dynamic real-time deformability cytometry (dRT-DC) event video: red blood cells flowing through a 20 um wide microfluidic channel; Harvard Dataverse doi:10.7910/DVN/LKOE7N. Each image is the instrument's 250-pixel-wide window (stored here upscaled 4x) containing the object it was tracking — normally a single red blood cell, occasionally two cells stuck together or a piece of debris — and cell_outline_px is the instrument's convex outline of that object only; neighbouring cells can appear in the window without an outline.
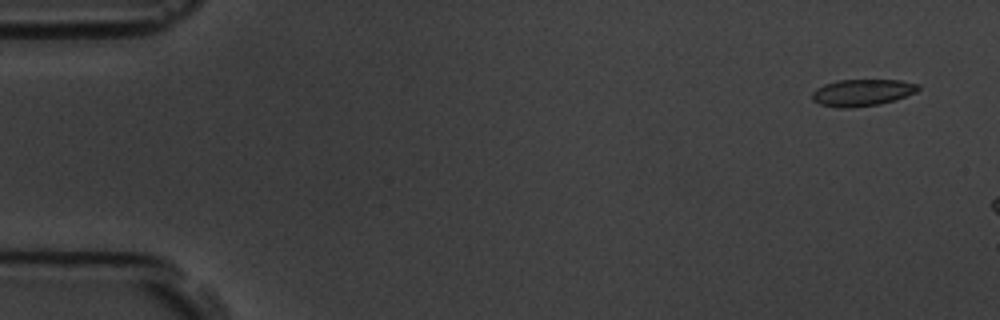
{"species": "common noctule bat (a hibernating species)", "species_latin": "Nyctalus noctula", "temperature_condition": "room temperature", "stored_images_in_passage": 3, "camera_frame_rate_fps": 3000, "um_per_image_px": 0.085, "animal": {"sex": "male", "body_mass_g": 19.5, "forearm_length_mm": 54.6}, "frame": {"image": 1, "passage_image": 1, "time_ms": 0.0, "image_size_px": [1000, 320], "cell_outline_px": [[920, 88], [916, 92], [896, 100], [880, 104], [852, 108], [836, 108], [820, 104], [812, 100], [812, 92], [816, 88], [824, 84], [840, 80], [900, 80], [920, 84]], "centroid_in_image_um": [73.29, 7.88], "position_along_channel_um": 11.7, "area_um2": 16.76}}